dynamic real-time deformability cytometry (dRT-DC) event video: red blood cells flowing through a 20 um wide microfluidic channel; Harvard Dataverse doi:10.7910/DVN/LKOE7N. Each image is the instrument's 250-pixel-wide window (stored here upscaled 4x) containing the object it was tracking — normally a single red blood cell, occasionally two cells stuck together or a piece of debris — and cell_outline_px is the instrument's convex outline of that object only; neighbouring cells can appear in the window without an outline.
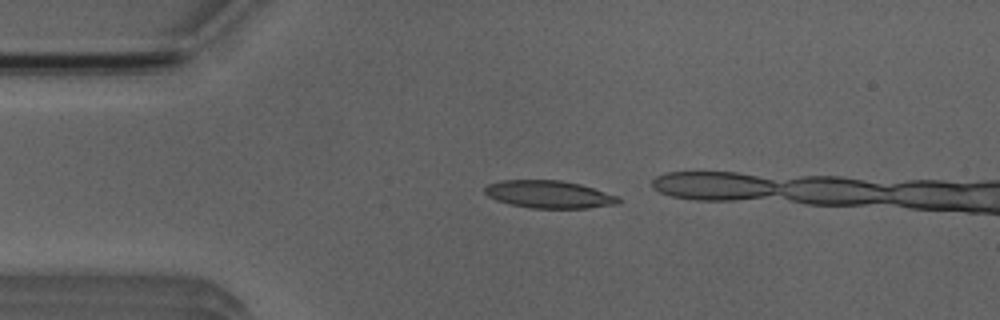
{"species": "Egyptian fruit bat (a non-hibernating species)", "species_latin": "Rousettus aegyptiacus", "temperature_condition": "room temperature", "stored_images_in_passage": 2, "camera_frame_rate_fps": 3000, "um_per_image_px": 0.085, "animal": {"sex": "male"}, "frame": {"image": 1, "passage_image": 1, "time_ms": 0.0, "image_size_px": [1000, 320], "cell_outline_px": [[620, 204], [588, 208], [528, 208], [508, 204], [496, 200], [488, 196], [484, 192], [484, 188], [488, 184], [500, 180], [560, 180], [580, 184], [620, 196]], "centroid_in_image_um": [46.68, 16.52], "position_along_channel_um": 38.3, "area_um2": 21.73}}